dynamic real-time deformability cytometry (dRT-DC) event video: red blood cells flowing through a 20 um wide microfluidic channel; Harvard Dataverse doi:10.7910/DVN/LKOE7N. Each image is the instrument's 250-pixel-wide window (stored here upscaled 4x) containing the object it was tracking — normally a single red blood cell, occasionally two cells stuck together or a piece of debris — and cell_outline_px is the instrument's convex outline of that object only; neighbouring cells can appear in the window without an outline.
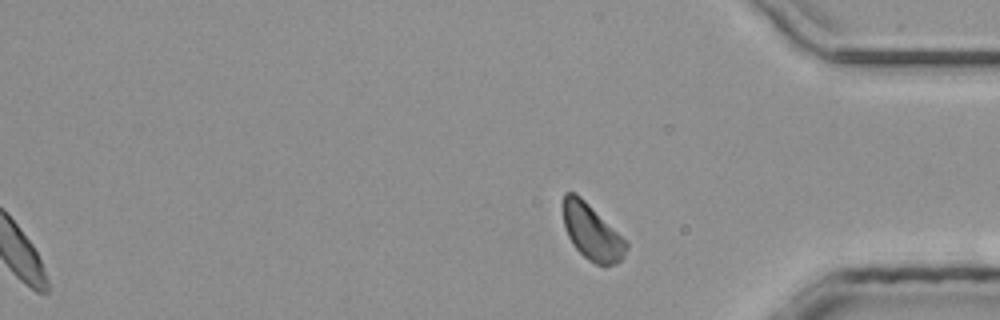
{"species": "common noctule bat (a hibernating species)", "species_latin": "Nyctalus noctula", "temperature_condition": "room temperature", "stored_images_in_passage": 37, "segment_of_instrument_passage": [2, 2], "camera_frame_rate_fps": 3000, "um_per_image_px": 0.085, "animal": {"sex": "male", "body_mass_g": 20.4}, "frame": {"image": 1, "passage_image": 37, "time_ms": 12.0, "image_size_px": [1000, 320], "cell_outline_px": [[628, 248], [624, 256], [616, 264], [596, 264], [588, 260], [572, 244], [568, 236], [564, 224], [560, 204], [564, 192], [576, 192], [628, 244]], "centroid_in_image_um": [50.23, 19.7], "position_along_channel_um": 385.0, "area_um2": 20.23}}